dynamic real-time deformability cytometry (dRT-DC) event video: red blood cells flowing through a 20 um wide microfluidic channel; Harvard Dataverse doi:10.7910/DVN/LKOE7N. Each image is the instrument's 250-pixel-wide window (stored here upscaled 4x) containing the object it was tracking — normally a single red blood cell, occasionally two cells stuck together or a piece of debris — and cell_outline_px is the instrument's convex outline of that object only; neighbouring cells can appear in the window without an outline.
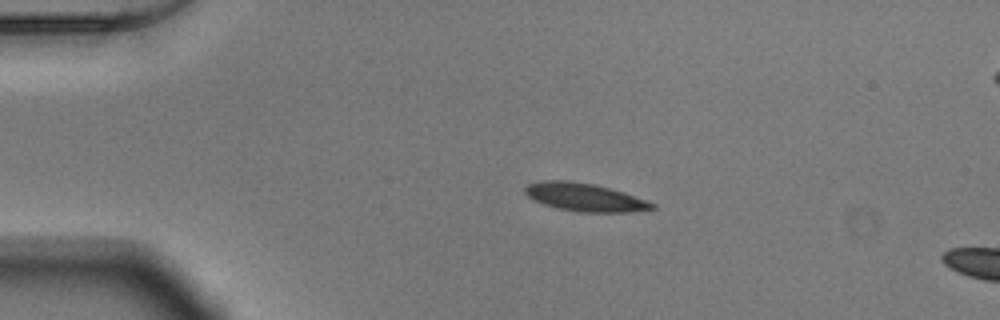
{"species": "Egyptian fruit bat (a non-hibernating species)", "species_latin": "Rousettus aegyptiacus", "temperature_condition": "warm", "stored_images_in_passage": 15, "camera_frame_rate_fps": 3000, "um_per_image_px": 0.085, "animal": {"sex": "male"}, "frame": {"image": 1, "passage_image": 11, "time_ms": 3.333, "image_size_px": [1000, 320], "cell_outline_px": [[656, 208], [632, 212], [580, 212], [556, 208], [544, 204], [528, 196], [524, 192], [524, 188], [528, 184], [544, 180], [568, 180], [592, 184], [624, 192], [656, 204]], "centroid_in_image_um": [49.71, 16.77], "position_along_channel_um": 35.3, "area_um2": 20.63}}